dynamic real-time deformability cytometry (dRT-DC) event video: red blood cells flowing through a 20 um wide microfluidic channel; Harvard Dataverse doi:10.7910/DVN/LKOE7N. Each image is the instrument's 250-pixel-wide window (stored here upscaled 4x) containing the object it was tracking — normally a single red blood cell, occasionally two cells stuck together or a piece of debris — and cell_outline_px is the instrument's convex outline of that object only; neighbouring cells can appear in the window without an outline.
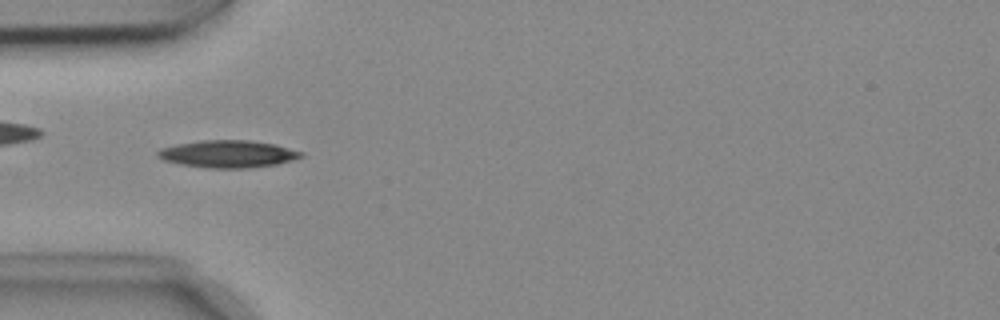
{"species": "common noctule bat (a hibernating species)", "species_latin": "Nyctalus noctula", "temperature_condition": "cold", "stored_images_in_passage": 54, "camera_frame_rate_fps": 3000, "um_per_image_px": 0.085, "animal": {"sex": "female", "body_mass_g": 18.4}, "frame": {"image": 1, "passage_image": 17, "time_ms": 5.333, "image_size_px": [1000, 320], "cell_outline_px": [[304, 156], [292, 160], [276, 164], [248, 168], [208, 168], [180, 164], [164, 160], [156, 156], [156, 152], [160, 148], [176, 144], [200, 140], [252, 140], [276, 144], [304, 152]], "centroid_in_image_um": [19.37, 13.08], "position_along_channel_um": 65.6, "area_um2": 23.0}}
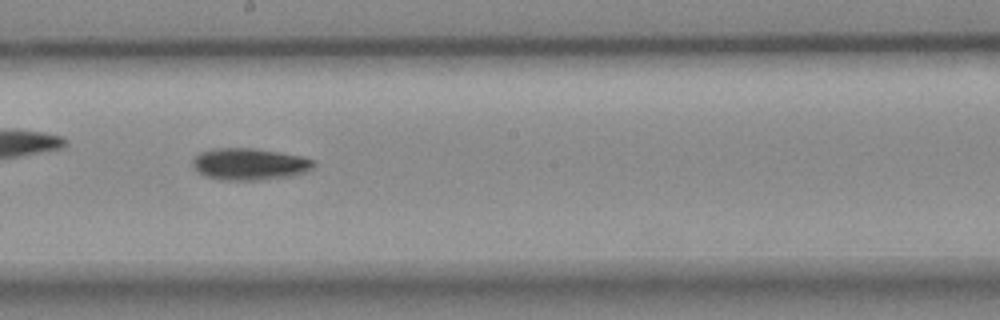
{"frame": {"image": 2, "passage_image": 30, "time_ms": 9.667, "image_size_px": [1000, 320], "cell_outline_px": [[316, 164], [312, 168], [304, 172], [292, 176], [264, 180], [220, 180], [204, 176], [196, 172], [192, 164], [192, 160], [200, 152], [212, 148], [256, 148], [304, 156], [316, 160]], "centroid_in_image_um": [21.22, 13.95], "position_along_channel_um": 227.0, "area_um2": 22.95}}
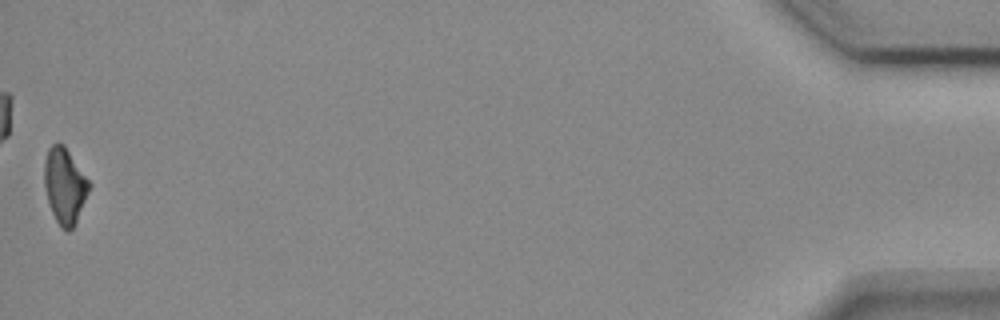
{"frame": {"image": 3, "passage_image": 54, "time_ms": 17.667, "image_size_px": [1000, 320], "cell_outline_px": [[92, 184], [76, 220], [72, 228], [68, 232], [60, 228], [52, 212], [48, 200], [44, 184], [44, 160], [48, 148], [52, 144], [64, 144]], "centroid_in_image_um": [5.5, 15.77], "position_along_channel_um": 429.7, "area_um2": 19.65}, "authors_computed_cell_mechanics": {"area_um2": 20.6346, "velocity_mm_per_s": 3.7453, "shape_relaxation_time_tau1_ms": 4.1548, "shape_relaxation_time_tau2_ms": null, "deformation_change_tau1": 0.1146, "deformation_change_tau2": null}}